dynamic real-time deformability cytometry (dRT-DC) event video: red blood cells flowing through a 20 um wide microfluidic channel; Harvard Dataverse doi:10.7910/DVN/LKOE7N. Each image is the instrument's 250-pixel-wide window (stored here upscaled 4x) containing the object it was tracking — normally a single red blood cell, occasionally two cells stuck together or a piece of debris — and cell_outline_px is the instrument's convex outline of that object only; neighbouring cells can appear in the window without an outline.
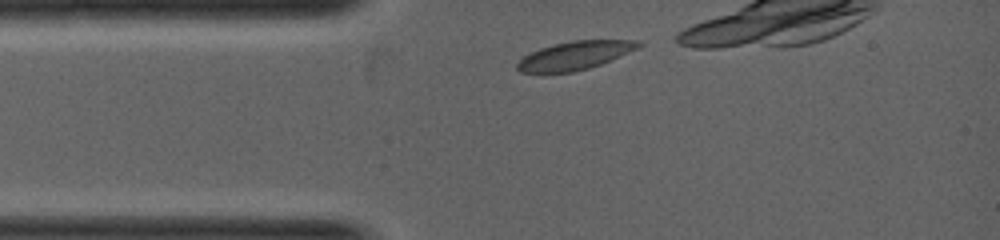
{"species": "common noctule bat (a hibernating species)", "species_latin": "Nyctalus noctula", "temperature_condition": "warm", "stored_images_in_passage": 13, "camera_frame_rate_fps": 5000, "um_per_image_px": 0.085, "animal": {"sex": "female", "body_mass_g": 19.0, "forearm_length_mm": 53.3}, "frame": {"image": 1, "passage_image": 1, "time_ms": 0.0, "image_size_px": [1000, 240], "cell_outline_px": [[644, 44], [628, 52], [600, 64], [588, 68], [572, 72], [520, 72], [516, 68], [516, 64], [524, 56], [540, 48], [552, 44], [572, 40], [640, 40]], "centroid_in_image_um": [48.85, 4.7], "position_along_channel_um": 36.2, "area_um2": 19.77}}
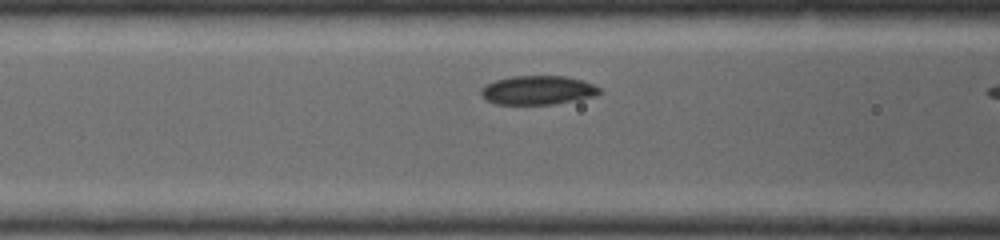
{"frame": {"image": 2, "passage_image": 10, "time_ms": 1.2, "image_size_px": [1000, 240], "cell_outline_px": [[604, 92], [596, 96], [576, 100], [552, 104], [496, 104], [484, 100], [480, 96], [480, 88], [496, 80], [512, 76], [568, 76], [592, 84], [600, 88]], "centroid_in_image_um": [45.71, 7.67], "position_along_channel_um": 120.9, "area_um2": 20.11}}